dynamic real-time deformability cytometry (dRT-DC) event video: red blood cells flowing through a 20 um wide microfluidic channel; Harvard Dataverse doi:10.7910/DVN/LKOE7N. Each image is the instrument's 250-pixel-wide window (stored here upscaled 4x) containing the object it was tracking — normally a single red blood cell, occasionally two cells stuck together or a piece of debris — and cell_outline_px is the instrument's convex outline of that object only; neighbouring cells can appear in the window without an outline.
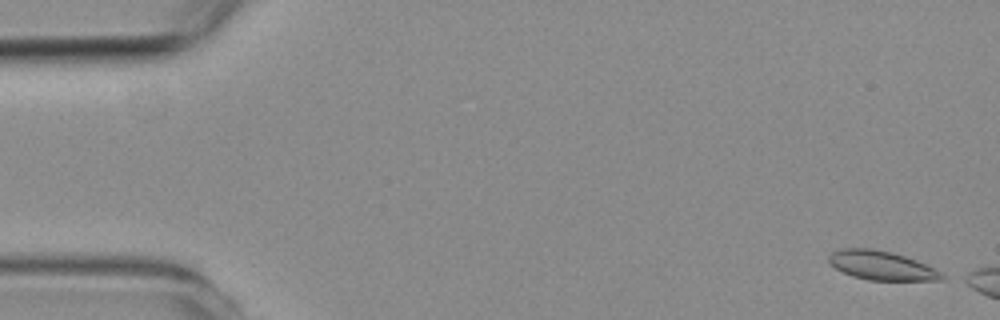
{"species": "common noctule bat (a hibernating species)", "species_latin": "Nyctalus noctula", "temperature_condition": "room temperature", "stored_images_in_passage": 3, "camera_frame_rate_fps": 3000, "um_per_image_px": 0.085, "animal": {"sex": "female", "body_mass_g": 19.3, "forearm_length_mm": 54.1}, "frame": {"image": 1, "passage_image": 1, "time_ms": 0.0, "image_size_px": [1000, 320], "cell_outline_px": [[948, 276], [944, 280], [868, 280], [852, 276], [836, 268], [828, 260], [828, 256], [832, 252], [840, 248], [872, 248], [892, 252], [916, 260]], "centroid_in_image_um": [74.93, 22.56], "position_along_channel_um": 10.1, "area_um2": 19.02}}